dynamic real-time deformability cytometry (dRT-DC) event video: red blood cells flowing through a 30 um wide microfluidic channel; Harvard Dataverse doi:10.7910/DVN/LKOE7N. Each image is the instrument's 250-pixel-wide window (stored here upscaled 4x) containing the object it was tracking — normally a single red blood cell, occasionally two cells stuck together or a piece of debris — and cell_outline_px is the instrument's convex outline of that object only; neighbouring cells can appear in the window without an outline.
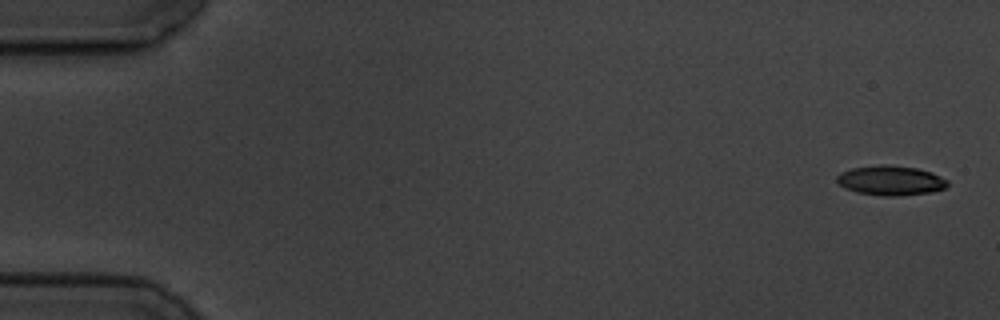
{"species": "common noctule bat (a hibernating species)", "species_latin": "Nyctalus noctula", "temperature_condition": "cold", "stored_images_in_passage": 8, "camera_frame_rate_fps": 3000, "um_per_image_px": 0.085, "animal": {"sex": "male", "body_mass_g": 19.5, "forearm_length_mm": 54.6}, "frame": {"image": 1, "passage_image": 1, "time_ms": 0.0, "image_size_px": [1000, 320], "cell_outline_px": [[948, 184], [944, 188], [932, 192], [896, 196], [880, 196], [856, 192], [844, 188], [836, 180], [836, 176], [840, 172], [852, 168], [880, 164], [888, 164], [916, 168], [932, 172], [948, 180]], "centroid_in_image_um": [75.69, 15.34], "position_along_channel_um": 9.3, "area_um2": 19.31}}
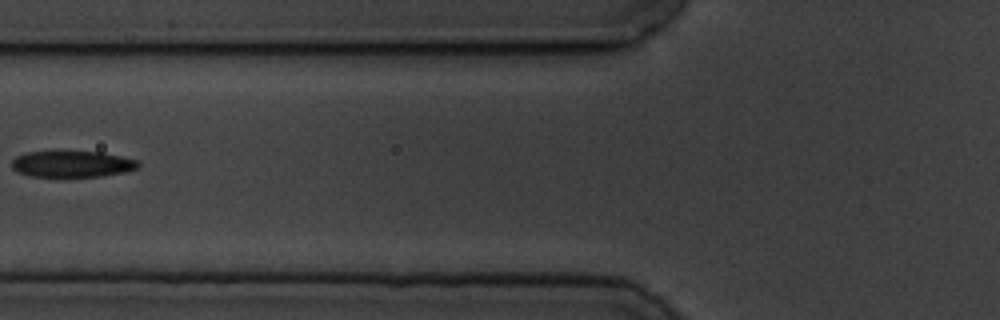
{"frame": {"image": 2, "passage_image": 7, "time_ms": 7.0, "image_size_px": [1000, 320], "cell_outline_px": [[140, 164], [136, 168], [124, 172], [100, 176], [64, 180], [28, 176], [16, 172], [12, 168], [12, 160], [16, 156], [28, 152], [104, 152], [140, 160]], "centroid_in_image_um": [6.1, 14.0], "position_along_channel_um": 119.7, "area_um2": 20.35}}
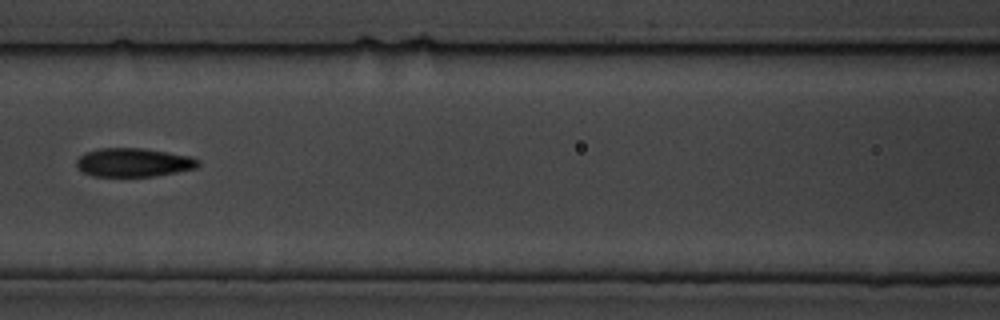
{"frame": {"image": 3, "passage_image": 8, "time_ms": 8.0, "image_size_px": [1000, 320], "cell_outline_px": [[200, 164], [196, 168], [176, 172], [152, 176], [92, 176], [76, 168], [76, 160], [84, 152], [100, 148], [140, 148], [168, 152], [192, 156], [200, 160]], "centroid_in_image_um": [11.34, 13.8], "position_along_channel_um": 155.3, "area_um2": 20.4}}